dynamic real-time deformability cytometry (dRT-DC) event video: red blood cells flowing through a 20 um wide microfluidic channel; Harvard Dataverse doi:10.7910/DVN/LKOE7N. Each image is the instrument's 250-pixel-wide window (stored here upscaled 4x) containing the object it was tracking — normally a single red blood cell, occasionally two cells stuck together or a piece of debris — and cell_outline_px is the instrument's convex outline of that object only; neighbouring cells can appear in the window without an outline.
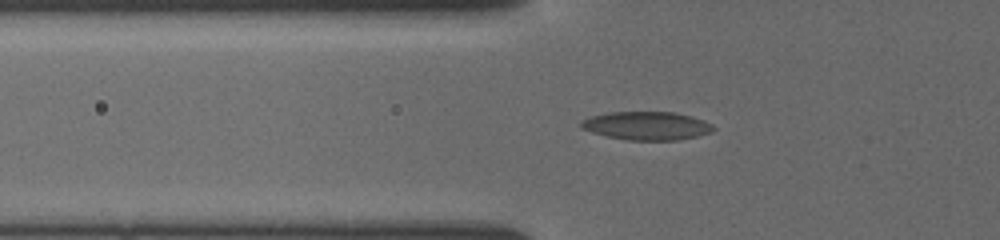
{"species": "common noctule bat (a hibernating species)", "species_latin": "Nyctalus noctula", "temperature_condition": "cold", "stored_images_in_passage": 18, "camera_frame_rate_fps": 3000, "um_per_image_px": 0.085, "animal": {"sex": "female", "body_mass_g": 19.5, "forearm_length_mm": 54.1}, "frame": {"image": 1, "passage_image": 15, "time_ms": 4.667, "image_size_px": [1000, 240], "cell_outline_px": [[716, 128], [712, 132], [680, 140], [628, 140], [608, 136], [592, 132], [580, 128], [580, 124], [584, 120], [592, 116], [608, 112], [676, 112], [692, 116], [704, 120], [712, 124]], "centroid_in_image_um": [55.02, 10.69], "position_along_channel_um": 70.8, "area_um2": 21.85}}